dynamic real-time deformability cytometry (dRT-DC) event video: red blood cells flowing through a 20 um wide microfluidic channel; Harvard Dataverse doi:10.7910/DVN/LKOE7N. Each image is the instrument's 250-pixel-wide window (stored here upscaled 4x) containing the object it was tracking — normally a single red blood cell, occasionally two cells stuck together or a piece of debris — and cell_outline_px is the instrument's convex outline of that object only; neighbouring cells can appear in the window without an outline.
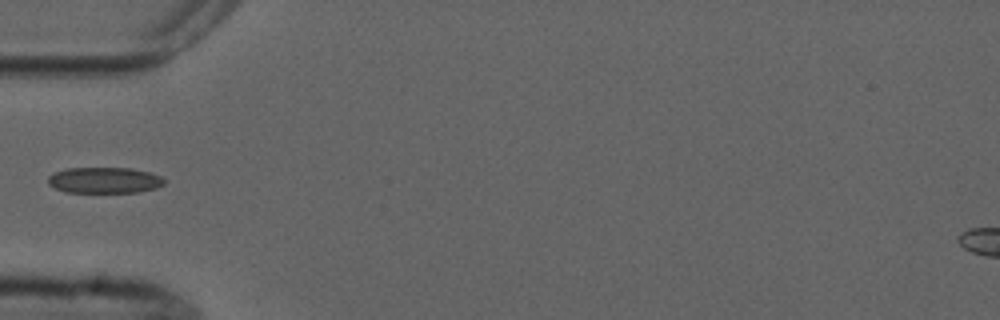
{"species": "common noctule bat (a hibernating species)", "species_latin": "Nyctalus noctula", "temperature_condition": "cold", "stored_images_in_passage": 1, "camera_frame_rate_fps": 3000, "um_per_image_px": 0.085, "animal": {"sex": "male", "forearm_length_mm": 52.5}, "frame": {"image": 1, "passage_image": 1, "time_ms": 0.0, "image_size_px": [1000, 320], "cell_outline_px": [[164, 184], [156, 188], [136, 192], [64, 192], [48, 184], [48, 176], [56, 172], [68, 168], [132, 168], [148, 172], [160, 176], [164, 180]], "centroid_in_image_um": [8.86, 15.32], "position_along_channel_um": 76.1, "area_um2": 17.46}}